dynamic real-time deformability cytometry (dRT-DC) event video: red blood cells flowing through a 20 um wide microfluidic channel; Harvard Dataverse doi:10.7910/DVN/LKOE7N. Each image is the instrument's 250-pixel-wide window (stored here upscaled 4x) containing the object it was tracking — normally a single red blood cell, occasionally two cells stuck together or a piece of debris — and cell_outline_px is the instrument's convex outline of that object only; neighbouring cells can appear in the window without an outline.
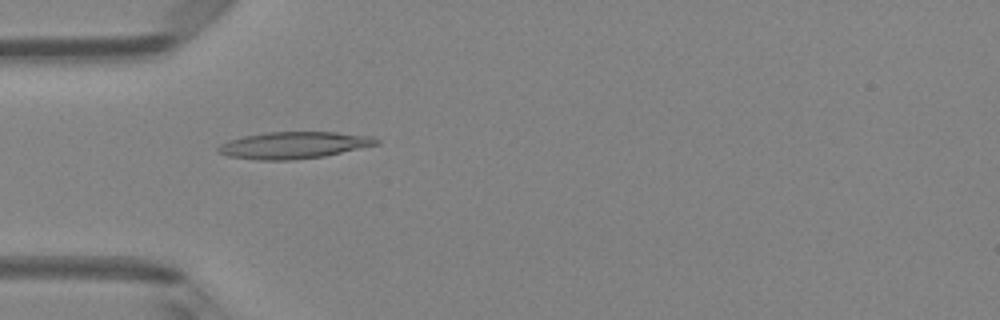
{"species": "Egyptian fruit bat (a non-hibernating species)", "species_latin": "Rousettus aegyptiacus", "temperature_condition": "room temperature", "stored_images_in_passage": 34, "camera_frame_rate_fps": 3000, "um_per_image_px": 0.085, "animal": {"sex": "female"}, "frame": {"image": 1, "passage_image": 4, "time_ms": 1.0, "image_size_px": [1000, 320], "cell_outline_px": [[380, 144], [324, 156], [292, 160], [260, 160], [228, 156], [216, 152], [216, 148], [220, 144], [228, 140], [244, 136], [268, 132], [336, 132], [372, 136], [380, 140]], "centroid_in_image_um": [24.97, 12.34], "position_along_channel_um": 60.0, "area_um2": 24.8}}
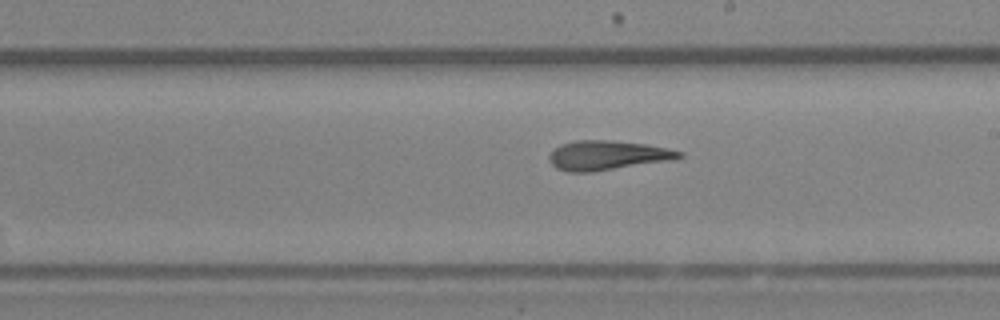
{"frame": {"image": 2, "passage_image": 17, "time_ms": 5.333, "image_size_px": [1000, 320], "cell_outline_px": [[684, 156], [672, 160], [592, 172], [568, 172], [556, 168], [552, 164], [548, 156], [560, 144], [576, 140], [608, 140], [644, 144], [668, 148], [684, 152]], "centroid_in_image_um": [51.64, 13.2], "position_along_channel_um": 237.4, "area_um2": 22.25}}
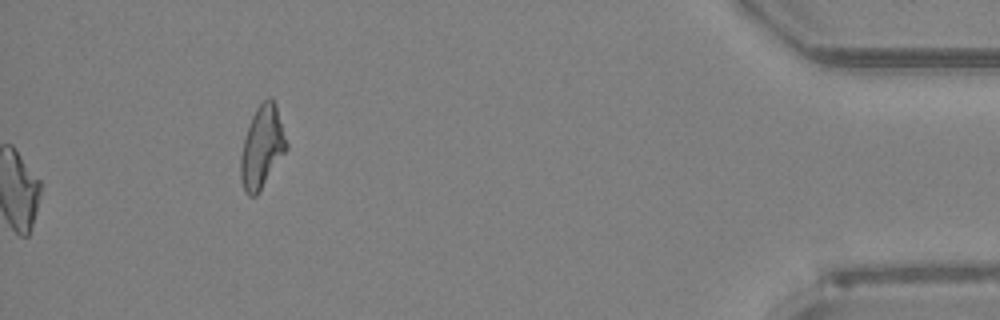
{"frame": {"image": 3, "passage_image": 34, "time_ms": 11.0, "image_size_px": [1000, 320], "cell_outline_px": [[288, 148], [256, 196], [248, 196], [244, 192], [240, 180], [240, 156], [244, 140], [252, 116], [256, 108], [268, 96], [272, 96], [276, 104], [288, 144]], "centroid_in_image_um": [22.27, 12.5], "position_along_channel_um": 412.9, "area_um2": 21.91}, "authors_computed_cell_mechanics": {"area_um2": 21.9351, "velocity_mm_per_s": 4.1595, "shape_relaxation_time_tau1_ms": null, "shape_relaxation_time_tau2_ms": 1.8112, "deformation_change_tau1": null, "deformation_change_tau2": 0.1099}}